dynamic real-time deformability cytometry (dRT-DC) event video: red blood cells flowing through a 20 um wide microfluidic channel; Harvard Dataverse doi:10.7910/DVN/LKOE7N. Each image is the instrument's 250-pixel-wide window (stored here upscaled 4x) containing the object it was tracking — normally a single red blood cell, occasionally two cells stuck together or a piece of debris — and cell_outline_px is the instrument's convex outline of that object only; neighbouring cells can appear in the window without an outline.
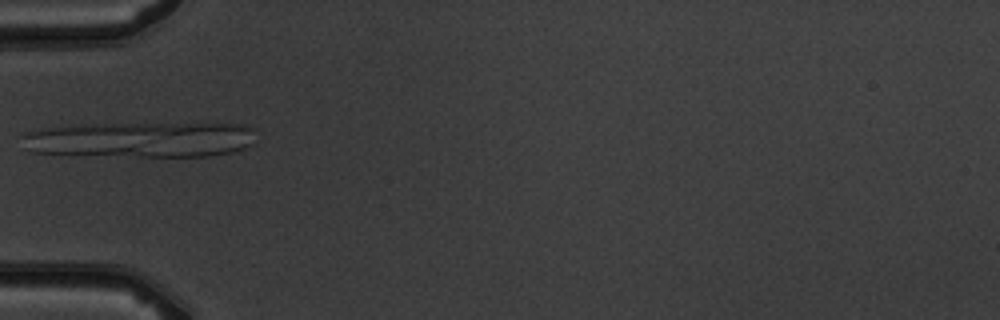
{"species": "common noctule bat (a hibernating species)", "species_latin": "Nyctalus noctula", "temperature_condition": "warm", "stored_images_in_passage": 5, "camera_frame_rate_fps": 3000, "um_per_image_px": 0.085, "animal": {"sex": "male", "body_mass_g": 19.5, "forearm_length_mm": 54.6}, "frame": {"image": 1, "passage_image": 4, "time_ms": 3.667, "image_size_px": [1000, 320], "cell_outline_px": [[256, 128], [252, 144], [244, 148], [232, 152], [208, 156], [140, 156], [28, 152], [24, 148], [20, 136], [24, 132], [44, 128], [72, 124], [244, 124]], "centroid_in_image_um": [11.92, 11.85], "position_along_channel_um": 73.1, "area_um2": 48.61}}
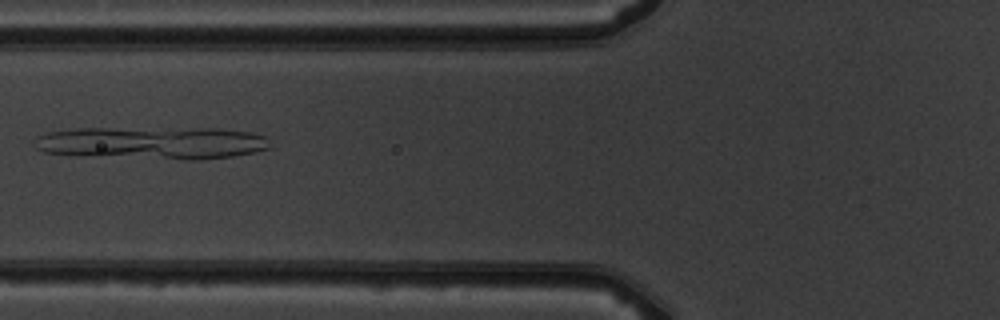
{"frame": {"image": 2, "passage_image": 5, "time_ms": 4.667, "image_size_px": [1000, 320], "cell_outline_px": [[272, 148], [232, 156], [200, 160], [188, 160], [96, 156], [44, 152], [36, 148], [32, 140], [36, 136], [48, 132], [76, 128], [220, 128], [252, 132], [264, 136]], "centroid_in_image_um": [12.94, 12.13], "position_along_channel_um": 112.9, "area_um2": 45.08}}